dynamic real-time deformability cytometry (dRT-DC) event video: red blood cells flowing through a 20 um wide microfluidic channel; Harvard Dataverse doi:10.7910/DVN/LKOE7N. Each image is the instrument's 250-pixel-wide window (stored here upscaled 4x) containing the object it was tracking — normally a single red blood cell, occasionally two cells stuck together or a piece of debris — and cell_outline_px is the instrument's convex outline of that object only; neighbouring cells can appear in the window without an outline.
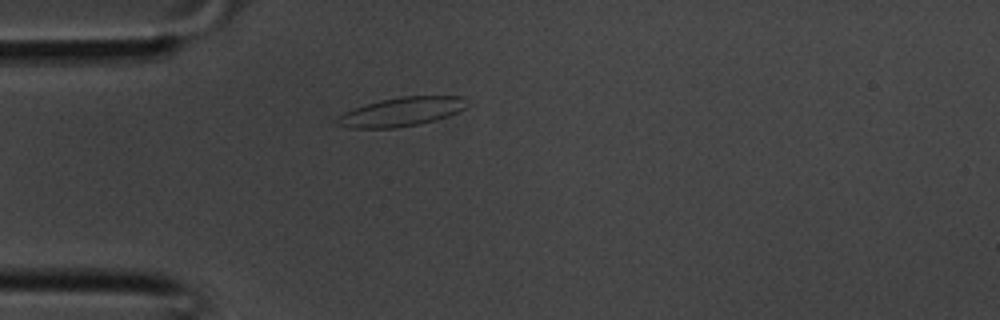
{"species": "common noctule bat (a hibernating species)", "species_latin": "Nyctalus noctula", "temperature_condition": "room temperature", "stored_images_in_passage": 30, "camera_frame_rate_fps": 3000, "um_per_image_px": 0.085, "animal": {"sex": "male", "body_mass_g": 20.1, "forearm_length_mm": 53.5}, "frame": {"image": 1, "passage_image": 3, "time_ms": 0.667, "image_size_px": [1000, 320], "cell_outline_px": [[464, 108], [456, 112], [420, 124], [396, 128], [344, 128], [332, 124], [332, 120], [336, 116], [344, 112], [380, 100], [400, 96], [464, 96]], "centroid_in_image_um": [33.97, 9.52], "position_along_channel_um": 51.0, "area_um2": 21.79}}
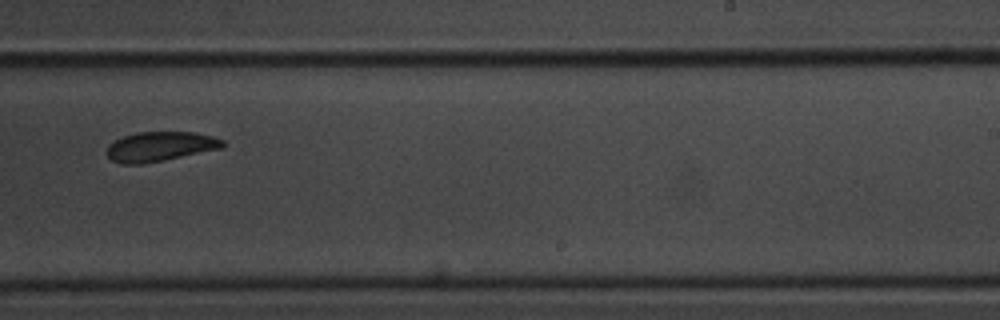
{"frame": {"image": 2, "passage_image": 16, "time_ms": 5.0, "image_size_px": [1000, 320], "cell_outline_px": [[224, 148], [140, 164], [120, 164], [112, 160], [104, 152], [108, 144], [112, 140], [136, 132], [192, 132], [212, 136], [224, 140]], "centroid_in_image_um": [13.56, 12.44], "position_along_channel_um": 275.4, "area_um2": 20.06}}
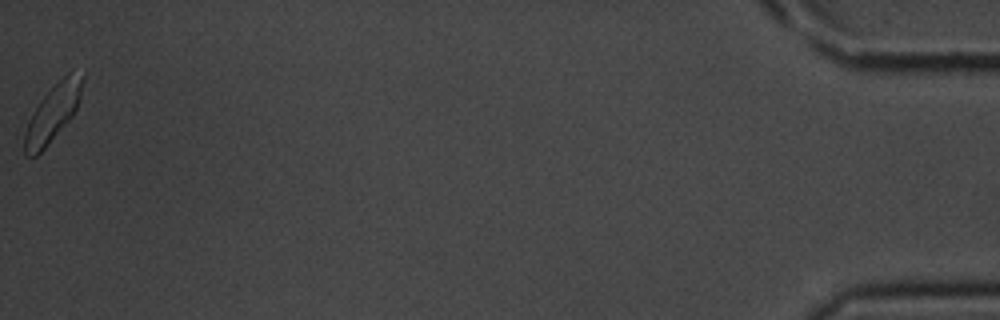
{"frame": {"image": 3, "passage_image": 30, "time_ms": 9.667, "image_size_px": [1000, 320], "cell_outline_px": [[84, 80], [80, 100], [72, 116], [44, 148], [36, 156], [24, 156], [24, 132], [28, 120], [40, 100], [68, 72], [84, 72]], "centroid_in_image_um": [4.49, 9.59], "position_along_channel_um": 430.7, "area_um2": 18.96}}